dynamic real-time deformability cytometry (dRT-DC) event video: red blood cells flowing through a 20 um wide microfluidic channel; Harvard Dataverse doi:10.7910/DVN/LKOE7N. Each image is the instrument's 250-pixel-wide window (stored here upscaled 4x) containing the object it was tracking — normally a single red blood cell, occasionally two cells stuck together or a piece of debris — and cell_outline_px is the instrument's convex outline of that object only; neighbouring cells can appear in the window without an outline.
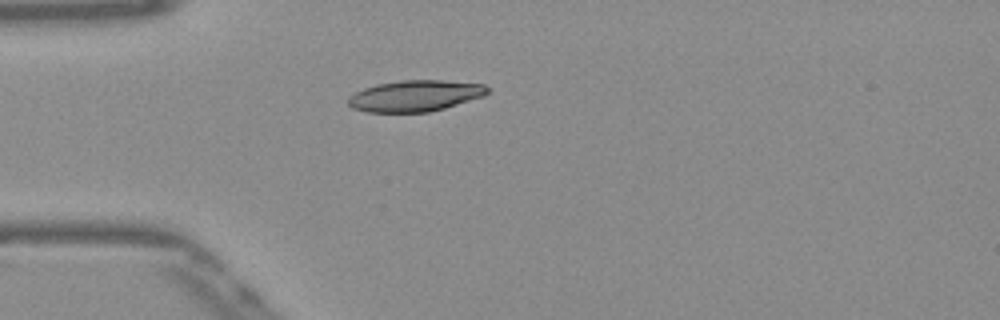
{"species": "Egyptian fruit bat (a non-hibernating species)", "species_latin": "Rousettus aegyptiacus", "temperature_condition": "warm", "stored_images_in_passage": 39, "camera_frame_rate_fps": 3000, "um_per_image_px": 0.085, "frame": {"image": 1, "passage_image": 1, "time_ms": 0.0, "image_size_px": [1000, 320], "cell_outline_px": [[488, 92], [484, 96], [444, 108], [428, 112], [368, 112], [352, 108], [348, 104], [348, 96], [364, 88], [376, 84], [400, 80], [444, 80], [484, 84], [488, 88]], "centroid_in_image_um": [35.27, 8.14], "position_along_channel_um": 49.7, "area_um2": 25.32}}
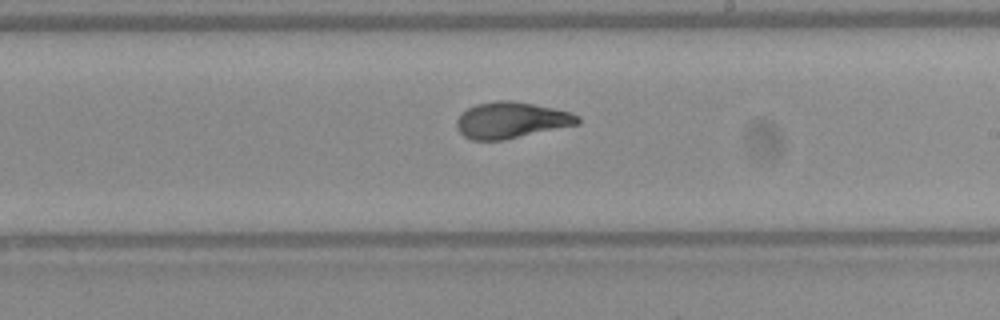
{"frame": {"image": 2, "passage_image": 17, "time_ms": 5.333, "image_size_px": [1000, 320], "cell_outline_px": [[580, 124], [504, 140], [472, 140], [464, 136], [456, 128], [456, 120], [468, 108], [476, 104], [496, 100], [512, 100], [552, 108], [568, 112], [580, 116]], "centroid_in_image_um": [43.45, 10.22], "position_along_channel_um": 245.6, "area_um2": 25.49}}
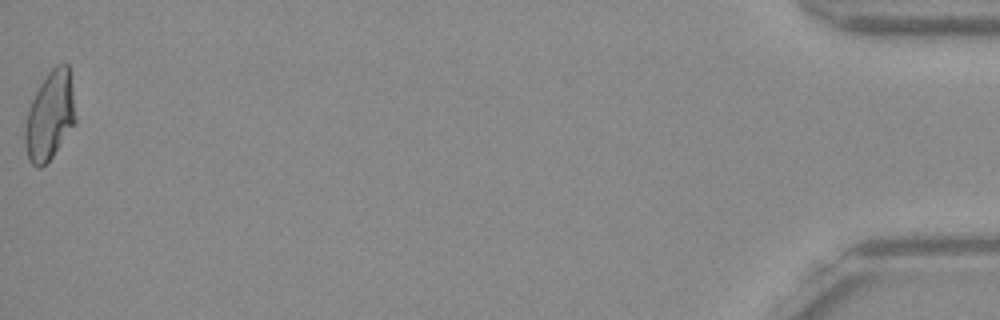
{"frame": {"image": 3, "passage_image": 39, "time_ms": 12.667, "image_size_px": [1000, 320], "cell_outline_px": [[76, 120], [52, 156], [40, 168], [36, 168], [28, 160], [24, 144], [24, 132], [28, 108], [40, 84], [48, 72], [56, 64], [68, 64], [72, 88], [76, 116]], "centroid_in_image_um": [4.21, 9.84], "position_along_channel_um": 431.0, "area_um2": 25.78}, "authors_computed_cell_mechanics": {"area_um2": 25.5476, "velocity_mm_per_s": 3.8773, "shape_relaxation_time_tau1_ms": 5.5402, "shape_relaxation_time_tau2_ms": 0.7247, "deformation_change_tau1": 0.2125, "deformation_change_tau2": 0.0648}}